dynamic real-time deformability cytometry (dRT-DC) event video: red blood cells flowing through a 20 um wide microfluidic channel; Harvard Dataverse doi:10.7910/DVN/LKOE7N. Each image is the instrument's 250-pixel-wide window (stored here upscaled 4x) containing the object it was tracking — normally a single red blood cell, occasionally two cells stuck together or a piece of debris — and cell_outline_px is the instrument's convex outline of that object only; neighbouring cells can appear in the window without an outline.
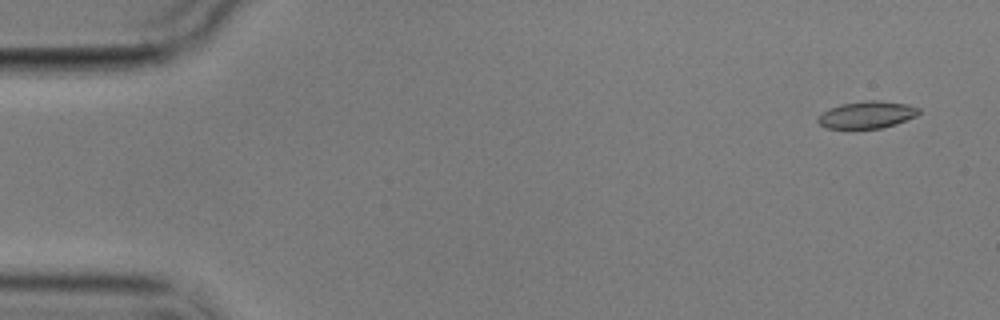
{"species": "common noctule bat (a hibernating species)", "species_latin": "Nyctalus noctula", "temperature_condition": "cold", "stored_images_in_passage": 4, "camera_frame_rate_fps": 3000, "um_per_image_px": 0.085, "animal": {"sex": "male", "body_mass_g": 17.9}, "frame": {"image": 1, "passage_image": 1, "time_ms": 0.0, "image_size_px": [1000, 320], "cell_outline_px": [[920, 112], [916, 116], [896, 124], [880, 128], [828, 128], [820, 124], [816, 120], [828, 108], [840, 104], [864, 100], [880, 100], [908, 104], [920, 108]], "centroid_in_image_um": [73.71, 9.74], "position_along_channel_um": 11.3, "area_um2": 15.95}}
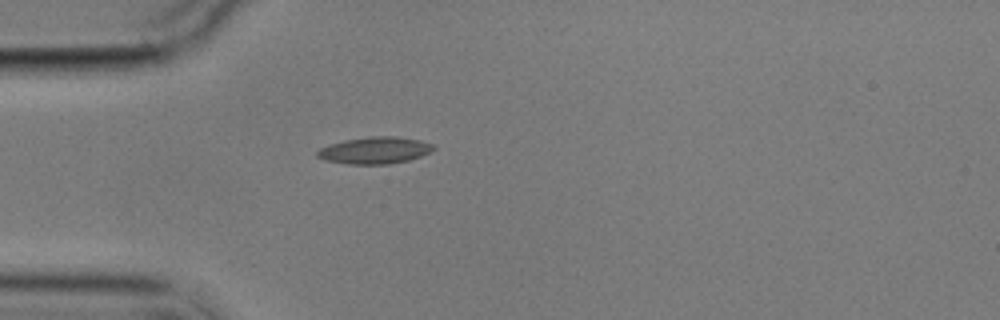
{"frame": {"image": 2, "passage_image": 4, "time_ms": 4.333, "image_size_px": [1000, 320], "cell_outline_px": [[436, 148], [420, 156], [408, 160], [388, 164], [348, 164], [324, 160], [316, 156], [316, 152], [320, 148], [344, 140], [368, 136], [396, 136], [420, 140], [432, 144]], "centroid_in_image_um": [31.84, 12.77], "position_along_channel_um": 53.2, "area_um2": 18.09}}